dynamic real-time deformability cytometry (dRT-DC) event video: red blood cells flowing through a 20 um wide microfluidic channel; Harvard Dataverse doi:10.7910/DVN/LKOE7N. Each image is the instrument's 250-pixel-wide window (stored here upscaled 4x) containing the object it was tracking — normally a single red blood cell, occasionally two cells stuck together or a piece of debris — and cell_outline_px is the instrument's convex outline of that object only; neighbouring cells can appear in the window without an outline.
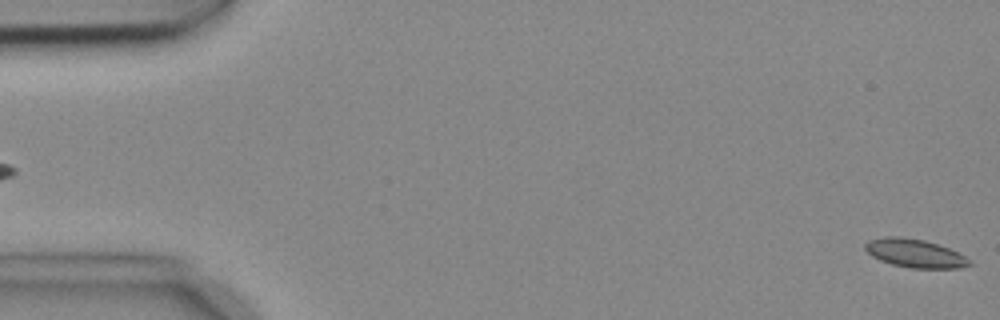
{"species": "common noctule bat (a hibernating species)", "species_latin": "Nyctalus noctula", "temperature_condition": "cold", "stored_images_in_passage": 2, "camera_frame_rate_fps": 3000, "um_per_image_px": 0.085, "animal": {"sex": "female", "body_mass_g": 18.4}, "frame": {"image": 1, "passage_image": 2, "time_ms": 0.333, "image_size_px": [1000, 320], "cell_outline_px": [[972, 264], [960, 268], [912, 268], [892, 264], [880, 260], [872, 256], [864, 248], [864, 244], [868, 240], [884, 236], [900, 236], [924, 240], [948, 248], [964, 256]], "centroid_in_image_um": [77.71, 21.52], "position_along_channel_um": 7.3, "area_um2": 17.11}}